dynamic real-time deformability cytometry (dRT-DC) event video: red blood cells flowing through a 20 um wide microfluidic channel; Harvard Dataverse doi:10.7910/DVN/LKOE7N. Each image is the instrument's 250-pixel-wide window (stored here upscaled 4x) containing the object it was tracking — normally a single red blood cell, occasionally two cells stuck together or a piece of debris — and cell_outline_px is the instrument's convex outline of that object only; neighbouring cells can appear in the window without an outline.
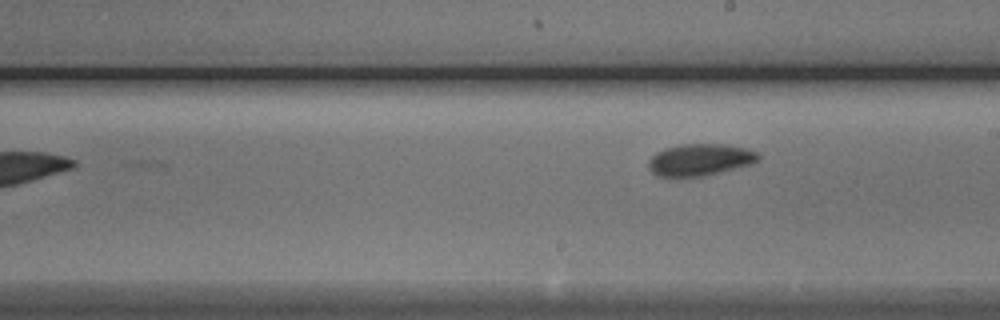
{"species": "Egyptian fruit bat (a non-hibernating species)", "species_latin": "Rousettus aegyptiacus", "temperature_condition": "cold", "stored_images_in_passage": 9, "camera_frame_rate_fps": 3000, "um_per_image_px": 0.085, "animal": {"sex": "male"}, "frame": {"image": 1, "passage_image": 9, "time_ms": 10.667, "image_size_px": [1000, 320], "cell_outline_px": [[760, 160], [752, 164], [704, 176], [676, 180], [656, 176], [648, 168], [648, 160], [656, 152], [664, 148], [680, 144], [724, 144], [744, 148], [760, 152]], "centroid_in_image_um": [59.45, 13.62], "position_along_channel_um": 229.6, "area_um2": 21.21}}